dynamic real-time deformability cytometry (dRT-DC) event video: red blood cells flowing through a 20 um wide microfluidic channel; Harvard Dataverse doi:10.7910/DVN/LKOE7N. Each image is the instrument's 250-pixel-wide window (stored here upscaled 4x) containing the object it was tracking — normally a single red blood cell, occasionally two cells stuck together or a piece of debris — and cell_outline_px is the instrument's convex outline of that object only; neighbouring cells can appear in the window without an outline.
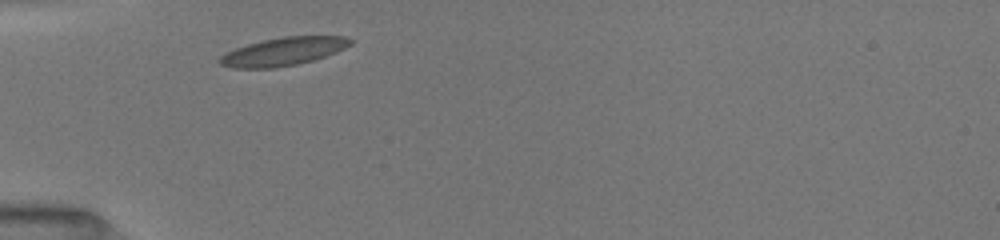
{"species": "common noctule bat (a hibernating species)", "species_latin": "Nyctalus noctula", "temperature_condition": "room temperature", "stored_images_in_passage": 16, "camera_frame_rate_fps": 3000, "um_per_image_px": 0.085, "animal": {"sex": "female", "body_mass_g": 19.5, "forearm_length_mm": 54.1}, "frame": {"image": 1, "passage_image": 1, "time_ms": 0.0, "image_size_px": [1000, 240], "cell_outline_px": [[352, 44], [336, 52], [312, 60], [296, 64], [276, 68], [232, 68], [220, 64], [216, 60], [220, 56], [236, 48], [248, 44], [264, 40], [284, 36], [344, 36], [352, 40]], "centroid_in_image_um": [24.06, 4.38], "position_along_channel_um": 60.9, "area_um2": 21.27}}
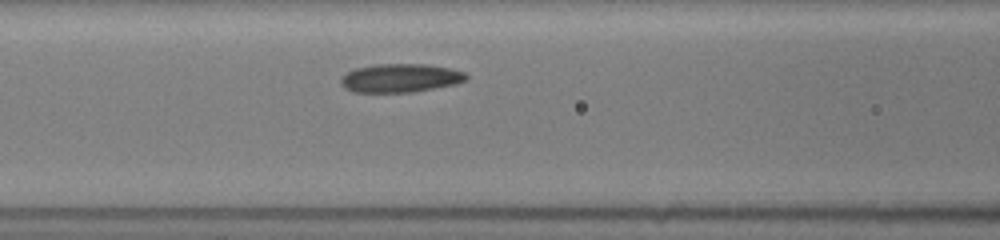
{"frame": {"image": 2, "passage_image": 6, "time_ms": 2.0, "image_size_px": [1000, 240], "cell_outline_px": [[468, 80], [456, 84], [412, 92], [352, 92], [344, 88], [340, 84], [340, 80], [348, 72], [356, 68], [376, 64], [428, 64], [448, 68], [464, 72], [468, 76]], "centroid_in_image_um": [34.04, 6.63], "position_along_channel_um": 132.6, "area_um2": 20.87}}
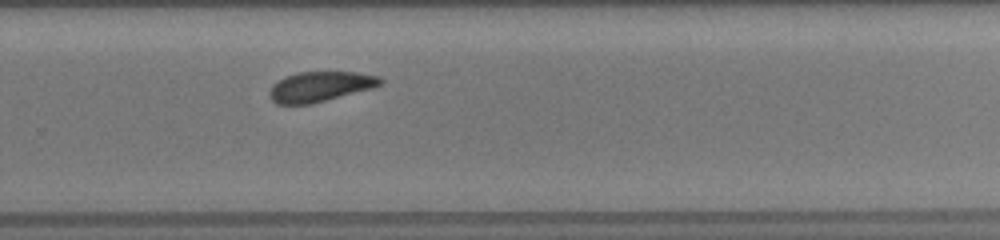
{"frame": {"image": 3, "passage_image": 16, "time_ms": 6.333, "image_size_px": [1000, 240], "cell_outline_px": [[384, 84], [372, 88], [312, 104], [276, 104], [272, 100], [268, 92], [272, 84], [284, 76], [296, 72], [360, 72], [380, 76], [384, 80]], "centroid_in_image_um": [27.22, 7.35], "position_along_channel_um": 302.6, "area_um2": 19.71}}